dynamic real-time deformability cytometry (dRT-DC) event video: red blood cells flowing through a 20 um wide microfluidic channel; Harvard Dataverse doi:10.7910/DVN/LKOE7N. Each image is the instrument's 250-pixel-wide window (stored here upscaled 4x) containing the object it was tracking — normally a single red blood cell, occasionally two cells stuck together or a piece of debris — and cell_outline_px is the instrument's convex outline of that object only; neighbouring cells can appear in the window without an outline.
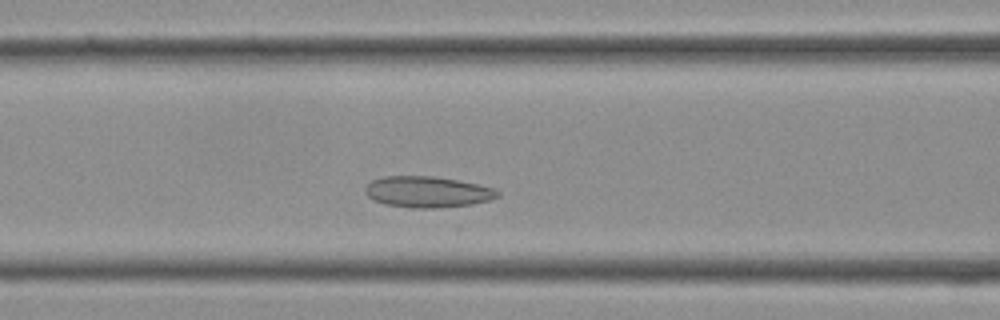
{"species": "Egyptian fruit bat (a non-hibernating species)", "species_latin": "Rousettus aegyptiacus", "temperature_condition": "cold", "stored_images_in_passage": 34, "camera_frame_rate_fps": 3000, "um_per_image_px": 0.085, "frame": {"image": 1, "passage_image": 10, "time_ms": 3.0, "image_size_px": [1000, 320], "cell_outline_px": [[500, 196], [488, 200], [472, 204], [432, 208], [412, 208], [384, 204], [368, 196], [364, 192], [364, 188], [372, 180], [384, 176], [432, 176], [456, 180], [496, 188], [500, 192]], "centroid_in_image_um": [36.33, 16.31], "position_along_channel_um": 130.3, "area_um2": 23.87}}
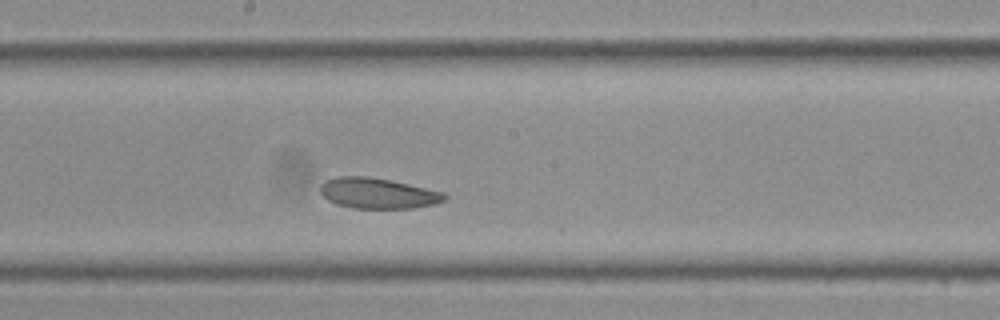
{"frame": {"image": 2, "passage_image": 15, "time_ms": 4.667, "image_size_px": [1000, 320], "cell_outline_px": [[448, 196], [444, 200], [436, 204], [412, 208], [352, 208], [336, 204], [328, 200], [320, 192], [320, 188], [324, 180], [336, 176], [368, 176], [392, 180], [444, 192]], "centroid_in_image_um": [32.11, 16.42], "position_along_channel_um": 216.1, "area_um2": 22.31}}
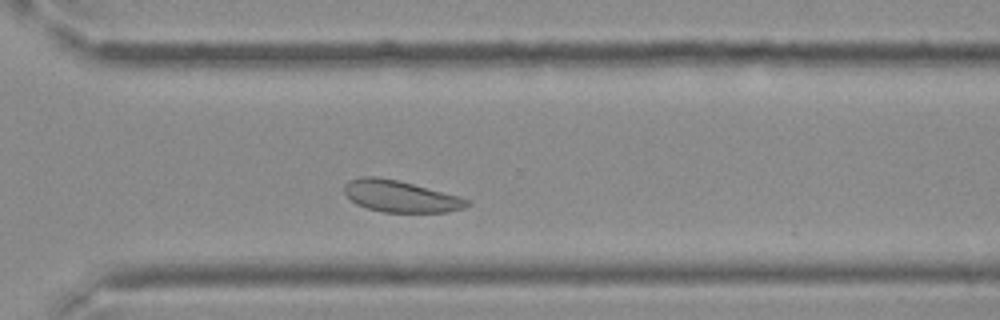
{"frame": {"image": 3, "passage_image": 22, "time_ms": 7.0, "image_size_px": [1000, 320], "cell_outline_px": [[472, 204], [464, 208], [448, 212], [384, 212], [368, 208], [356, 204], [344, 192], [344, 184], [348, 180], [360, 176], [376, 176], [396, 180], [460, 196], [472, 200]], "centroid_in_image_um": [34.06, 16.68], "position_along_channel_um": 336.5, "area_um2": 22.66}}